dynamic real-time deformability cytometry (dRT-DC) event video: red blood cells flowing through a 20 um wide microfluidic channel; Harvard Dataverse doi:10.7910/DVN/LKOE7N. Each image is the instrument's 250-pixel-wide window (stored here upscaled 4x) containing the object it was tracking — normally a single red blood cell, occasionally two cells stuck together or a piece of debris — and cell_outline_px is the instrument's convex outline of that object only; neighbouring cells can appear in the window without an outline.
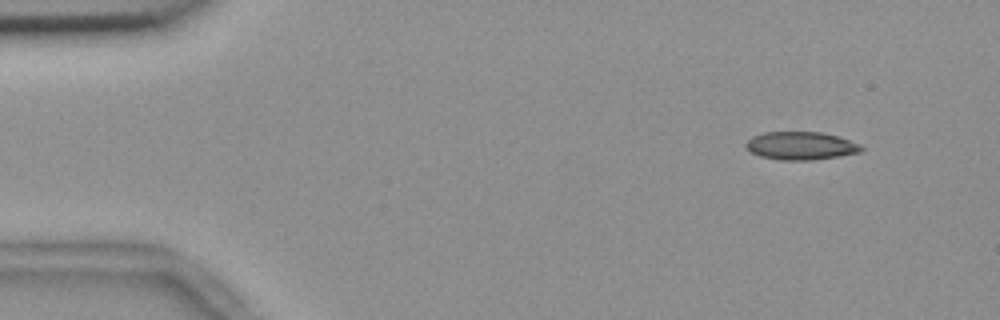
{"species": "common noctule bat (a hibernating species)", "species_latin": "Nyctalus noctula", "temperature_condition": "room temperature", "stored_images_in_passage": 5, "camera_frame_rate_fps": 3000, "um_per_image_px": 0.085, "animal": {"sex": "female", "body_mass_g": 18.4}, "frame": {"image": 1, "passage_image": 1, "time_ms": 0.0, "image_size_px": [1000, 320], "cell_outline_px": [[864, 148], [860, 152], [840, 156], [812, 160], [780, 160], [760, 156], [752, 152], [744, 144], [752, 136], [764, 132], [820, 132], [836, 136], [860, 144]], "centroid_in_image_um": [68.06, 12.39], "position_along_channel_um": 16.9, "area_um2": 18.73}}
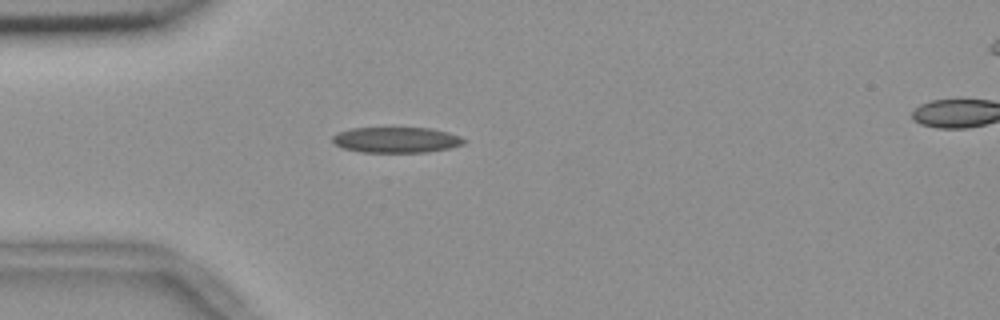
{"frame": {"image": 2, "passage_image": 4, "time_ms": 1.0, "image_size_px": [1000, 320], "cell_outline_px": [[468, 140], [464, 144], [448, 148], [428, 152], [360, 152], [344, 148], [332, 144], [332, 136], [340, 132], [352, 128], [428, 128], [448, 132], [460, 136]], "centroid_in_image_um": [33.69, 11.89], "position_along_channel_um": 51.3, "area_um2": 19.65}}